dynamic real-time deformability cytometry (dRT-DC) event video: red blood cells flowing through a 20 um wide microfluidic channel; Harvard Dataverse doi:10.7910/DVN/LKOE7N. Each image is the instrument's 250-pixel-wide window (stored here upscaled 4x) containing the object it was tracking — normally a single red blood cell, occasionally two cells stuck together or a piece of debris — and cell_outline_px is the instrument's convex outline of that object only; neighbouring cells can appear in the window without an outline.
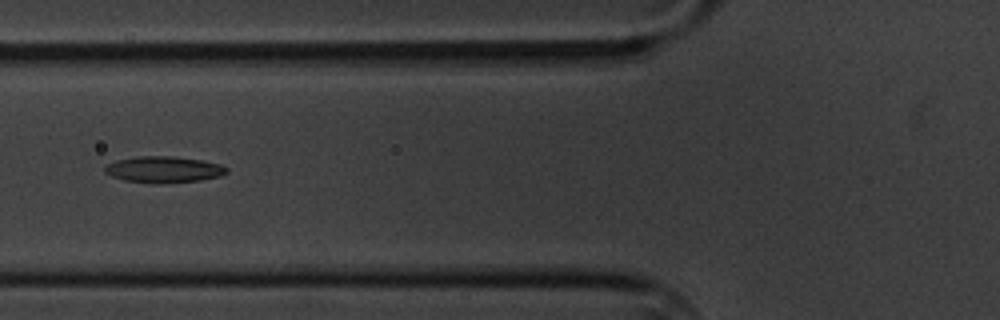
{"species": "common noctule bat (a hibernating species)", "species_latin": "Nyctalus noctula", "temperature_condition": "cold", "stored_images_in_passage": 7, "camera_frame_rate_fps": 3000, "um_per_image_px": 0.085, "animal": {"sex": "male", "body_mass_g": 20.1, "forearm_length_mm": 53.5}, "frame": {"image": 1, "passage_image": 4, "time_ms": 3.667, "image_size_px": [1000, 320], "cell_outline_px": [[228, 172], [220, 176], [200, 180], [160, 184], [124, 180], [112, 176], [104, 172], [104, 168], [108, 164], [116, 160], [136, 156], [172, 156], [200, 160], [220, 164], [228, 168]], "centroid_in_image_um": [13.91, 14.41], "position_along_channel_um": 111.9, "area_um2": 18.67}}
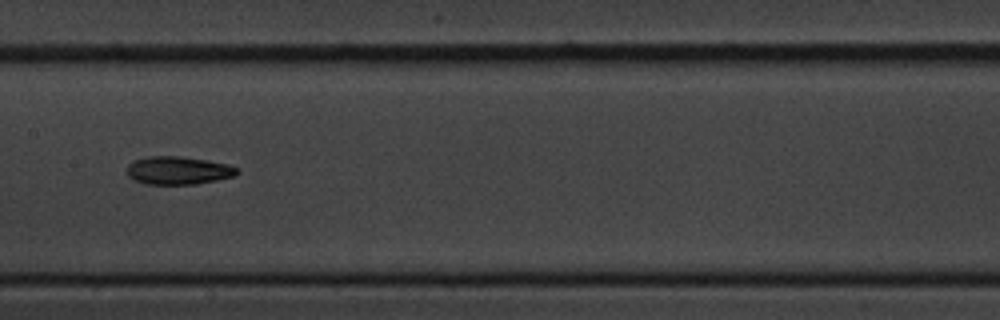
{"frame": {"image": 2, "passage_image": 6, "time_ms": 6.0, "image_size_px": [1000, 320], "cell_outline_px": [[240, 172], [232, 176], [216, 180], [196, 184], [144, 184], [132, 180], [128, 176], [128, 164], [136, 160], [148, 156], [180, 156], [208, 160], [228, 164], [240, 168]], "centroid_in_image_um": [15.16, 14.49], "position_along_channel_um": 192.2, "area_um2": 18.09}}
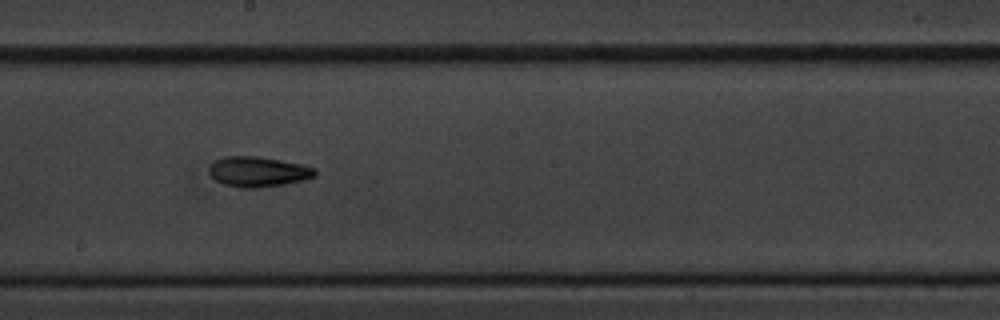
{"frame": {"image": 3, "passage_image": 7, "time_ms": 7.0, "image_size_px": [1000, 320], "cell_outline_px": [[316, 176], [304, 180], [284, 184], [260, 188], [240, 188], [224, 184], [216, 180], [208, 172], [208, 168], [216, 160], [224, 156], [256, 156], [304, 164], [316, 168]], "centroid_in_image_um": [21.96, 14.6], "position_along_channel_um": 226.2, "area_um2": 18.79}}